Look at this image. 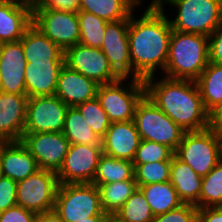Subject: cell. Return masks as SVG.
Wrapping results in <instances>:
<instances>
[{"instance_id": "7bdbcfd3", "label": "cell", "mask_w": 222, "mask_h": 222, "mask_svg": "<svg viewBox=\"0 0 222 222\" xmlns=\"http://www.w3.org/2000/svg\"><path fill=\"white\" fill-rule=\"evenodd\" d=\"M35 222H64V221L54 210H51L37 214Z\"/></svg>"}, {"instance_id": "52a82bcc", "label": "cell", "mask_w": 222, "mask_h": 222, "mask_svg": "<svg viewBox=\"0 0 222 222\" xmlns=\"http://www.w3.org/2000/svg\"><path fill=\"white\" fill-rule=\"evenodd\" d=\"M127 80L129 78H120L98 87L96 97L111 122L134 120L136 106L145 96V85L142 79Z\"/></svg>"}, {"instance_id": "83f0119b", "label": "cell", "mask_w": 222, "mask_h": 222, "mask_svg": "<svg viewBox=\"0 0 222 222\" xmlns=\"http://www.w3.org/2000/svg\"><path fill=\"white\" fill-rule=\"evenodd\" d=\"M134 177V166L131 161L113 158L103 154L97 165L93 185L109 184L131 180Z\"/></svg>"}, {"instance_id": "603a6c76", "label": "cell", "mask_w": 222, "mask_h": 222, "mask_svg": "<svg viewBox=\"0 0 222 222\" xmlns=\"http://www.w3.org/2000/svg\"><path fill=\"white\" fill-rule=\"evenodd\" d=\"M169 181L183 204H192L199 208L202 177L175 155L172 157Z\"/></svg>"}, {"instance_id": "bcb514c9", "label": "cell", "mask_w": 222, "mask_h": 222, "mask_svg": "<svg viewBox=\"0 0 222 222\" xmlns=\"http://www.w3.org/2000/svg\"><path fill=\"white\" fill-rule=\"evenodd\" d=\"M108 216H92L78 222H105Z\"/></svg>"}, {"instance_id": "d590c367", "label": "cell", "mask_w": 222, "mask_h": 222, "mask_svg": "<svg viewBox=\"0 0 222 222\" xmlns=\"http://www.w3.org/2000/svg\"><path fill=\"white\" fill-rule=\"evenodd\" d=\"M173 155L174 152L166 145L141 139L132 163L146 164L159 161H172Z\"/></svg>"}, {"instance_id": "e0dca14e", "label": "cell", "mask_w": 222, "mask_h": 222, "mask_svg": "<svg viewBox=\"0 0 222 222\" xmlns=\"http://www.w3.org/2000/svg\"><path fill=\"white\" fill-rule=\"evenodd\" d=\"M28 98L27 94L0 91V142L21 141Z\"/></svg>"}, {"instance_id": "8992f818", "label": "cell", "mask_w": 222, "mask_h": 222, "mask_svg": "<svg viewBox=\"0 0 222 222\" xmlns=\"http://www.w3.org/2000/svg\"><path fill=\"white\" fill-rule=\"evenodd\" d=\"M53 210L64 222L108 216L102 208L98 187L92 183L60 184Z\"/></svg>"}, {"instance_id": "ba28073f", "label": "cell", "mask_w": 222, "mask_h": 222, "mask_svg": "<svg viewBox=\"0 0 222 222\" xmlns=\"http://www.w3.org/2000/svg\"><path fill=\"white\" fill-rule=\"evenodd\" d=\"M134 122L141 139L166 145L173 152L186 132L146 95L136 106Z\"/></svg>"}, {"instance_id": "f35d334b", "label": "cell", "mask_w": 222, "mask_h": 222, "mask_svg": "<svg viewBox=\"0 0 222 222\" xmlns=\"http://www.w3.org/2000/svg\"><path fill=\"white\" fill-rule=\"evenodd\" d=\"M37 214L20 205H15L0 213V222H35Z\"/></svg>"}, {"instance_id": "cb8c5ba5", "label": "cell", "mask_w": 222, "mask_h": 222, "mask_svg": "<svg viewBox=\"0 0 222 222\" xmlns=\"http://www.w3.org/2000/svg\"><path fill=\"white\" fill-rule=\"evenodd\" d=\"M27 63L30 61L65 60V51L33 24L20 39Z\"/></svg>"}, {"instance_id": "9a60e30c", "label": "cell", "mask_w": 222, "mask_h": 222, "mask_svg": "<svg viewBox=\"0 0 222 222\" xmlns=\"http://www.w3.org/2000/svg\"><path fill=\"white\" fill-rule=\"evenodd\" d=\"M129 19L106 24L102 52L121 78H132V63L128 42Z\"/></svg>"}, {"instance_id": "277c9868", "label": "cell", "mask_w": 222, "mask_h": 222, "mask_svg": "<svg viewBox=\"0 0 222 222\" xmlns=\"http://www.w3.org/2000/svg\"><path fill=\"white\" fill-rule=\"evenodd\" d=\"M160 7L165 3L176 8L170 19L172 30L197 33L209 37L222 22V0H154Z\"/></svg>"}, {"instance_id": "4316f807", "label": "cell", "mask_w": 222, "mask_h": 222, "mask_svg": "<svg viewBox=\"0 0 222 222\" xmlns=\"http://www.w3.org/2000/svg\"><path fill=\"white\" fill-rule=\"evenodd\" d=\"M154 216L165 214L183 204L171 182L138 186Z\"/></svg>"}, {"instance_id": "d6986e66", "label": "cell", "mask_w": 222, "mask_h": 222, "mask_svg": "<svg viewBox=\"0 0 222 222\" xmlns=\"http://www.w3.org/2000/svg\"><path fill=\"white\" fill-rule=\"evenodd\" d=\"M65 60L30 61L25 68V87L29 98L55 95Z\"/></svg>"}, {"instance_id": "4fadbf2b", "label": "cell", "mask_w": 222, "mask_h": 222, "mask_svg": "<svg viewBox=\"0 0 222 222\" xmlns=\"http://www.w3.org/2000/svg\"><path fill=\"white\" fill-rule=\"evenodd\" d=\"M65 65L96 81L99 85L119 80L121 77L110 66L100 48L87 47L80 43L65 50Z\"/></svg>"}, {"instance_id": "b9f144b4", "label": "cell", "mask_w": 222, "mask_h": 222, "mask_svg": "<svg viewBox=\"0 0 222 222\" xmlns=\"http://www.w3.org/2000/svg\"><path fill=\"white\" fill-rule=\"evenodd\" d=\"M196 222H222V206L198 208Z\"/></svg>"}, {"instance_id": "30bf717a", "label": "cell", "mask_w": 222, "mask_h": 222, "mask_svg": "<svg viewBox=\"0 0 222 222\" xmlns=\"http://www.w3.org/2000/svg\"><path fill=\"white\" fill-rule=\"evenodd\" d=\"M32 24L64 51L79 43L77 12L56 9H33Z\"/></svg>"}, {"instance_id": "ab89813d", "label": "cell", "mask_w": 222, "mask_h": 222, "mask_svg": "<svg viewBox=\"0 0 222 222\" xmlns=\"http://www.w3.org/2000/svg\"><path fill=\"white\" fill-rule=\"evenodd\" d=\"M209 62L222 64V22L217 29L208 37Z\"/></svg>"}, {"instance_id": "4dcf8cb0", "label": "cell", "mask_w": 222, "mask_h": 222, "mask_svg": "<svg viewBox=\"0 0 222 222\" xmlns=\"http://www.w3.org/2000/svg\"><path fill=\"white\" fill-rule=\"evenodd\" d=\"M77 17L80 30L79 43L87 47L101 49L108 22L87 11H78Z\"/></svg>"}, {"instance_id": "74e56055", "label": "cell", "mask_w": 222, "mask_h": 222, "mask_svg": "<svg viewBox=\"0 0 222 222\" xmlns=\"http://www.w3.org/2000/svg\"><path fill=\"white\" fill-rule=\"evenodd\" d=\"M17 205V182L2 176L0 178V213Z\"/></svg>"}, {"instance_id": "f6af8a7d", "label": "cell", "mask_w": 222, "mask_h": 222, "mask_svg": "<svg viewBox=\"0 0 222 222\" xmlns=\"http://www.w3.org/2000/svg\"><path fill=\"white\" fill-rule=\"evenodd\" d=\"M17 4L25 5L29 7L30 9H34L35 7H38L39 4L42 2V0H11Z\"/></svg>"}, {"instance_id": "8fae6325", "label": "cell", "mask_w": 222, "mask_h": 222, "mask_svg": "<svg viewBox=\"0 0 222 222\" xmlns=\"http://www.w3.org/2000/svg\"><path fill=\"white\" fill-rule=\"evenodd\" d=\"M68 108L56 95L28 98L23 133L62 132Z\"/></svg>"}, {"instance_id": "9c48e42d", "label": "cell", "mask_w": 222, "mask_h": 222, "mask_svg": "<svg viewBox=\"0 0 222 222\" xmlns=\"http://www.w3.org/2000/svg\"><path fill=\"white\" fill-rule=\"evenodd\" d=\"M59 180L56 172L39 169L17 182V205L36 214L54 209Z\"/></svg>"}, {"instance_id": "ee69618b", "label": "cell", "mask_w": 222, "mask_h": 222, "mask_svg": "<svg viewBox=\"0 0 222 222\" xmlns=\"http://www.w3.org/2000/svg\"><path fill=\"white\" fill-rule=\"evenodd\" d=\"M211 127L222 136V106L211 115Z\"/></svg>"}, {"instance_id": "f1b7e54d", "label": "cell", "mask_w": 222, "mask_h": 222, "mask_svg": "<svg viewBox=\"0 0 222 222\" xmlns=\"http://www.w3.org/2000/svg\"><path fill=\"white\" fill-rule=\"evenodd\" d=\"M97 187L104 212L108 215H115L137 190L138 185L133 177L131 180L102 184Z\"/></svg>"}, {"instance_id": "d4e9b609", "label": "cell", "mask_w": 222, "mask_h": 222, "mask_svg": "<svg viewBox=\"0 0 222 222\" xmlns=\"http://www.w3.org/2000/svg\"><path fill=\"white\" fill-rule=\"evenodd\" d=\"M195 82L205 109L212 115L222 106V64L208 62Z\"/></svg>"}, {"instance_id": "7402d4cb", "label": "cell", "mask_w": 222, "mask_h": 222, "mask_svg": "<svg viewBox=\"0 0 222 222\" xmlns=\"http://www.w3.org/2000/svg\"><path fill=\"white\" fill-rule=\"evenodd\" d=\"M32 25V9L11 0H0V44L17 42Z\"/></svg>"}, {"instance_id": "2e32d148", "label": "cell", "mask_w": 222, "mask_h": 222, "mask_svg": "<svg viewBox=\"0 0 222 222\" xmlns=\"http://www.w3.org/2000/svg\"><path fill=\"white\" fill-rule=\"evenodd\" d=\"M26 65L27 61L21 41L0 44V91L27 94Z\"/></svg>"}, {"instance_id": "ffe728a7", "label": "cell", "mask_w": 222, "mask_h": 222, "mask_svg": "<svg viewBox=\"0 0 222 222\" xmlns=\"http://www.w3.org/2000/svg\"><path fill=\"white\" fill-rule=\"evenodd\" d=\"M99 84L64 65L60 71L55 95L68 107H76L97 96Z\"/></svg>"}, {"instance_id": "3957f363", "label": "cell", "mask_w": 222, "mask_h": 222, "mask_svg": "<svg viewBox=\"0 0 222 222\" xmlns=\"http://www.w3.org/2000/svg\"><path fill=\"white\" fill-rule=\"evenodd\" d=\"M208 62L207 36L172 30L164 77L196 81Z\"/></svg>"}, {"instance_id": "d6a6232c", "label": "cell", "mask_w": 222, "mask_h": 222, "mask_svg": "<svg viewBox=\"0 0 222 222\" xmlns=\"http://www.w3.org/2000/svg\"><path fill=\"white\" fill-rule=\"evenodd\" d=\"M222 206V160L202 177L199 208Z\"/></svg>"}, {"instance_id": "1f68e13d", "label": "cell", "mask_w": 222, "mask_h": 222, "mask_svg": "<svg viewBox=\"0 0 222 222\" xmlns=\"http://www.w3.org/2000/svg\"><path fill=\"white\" fill-rule=\"evenodd\" d=\"M114 216L121 222H153L155 217L139 188H137Z\"/></svg>"}, {"instance_id": "8d00e7d4", "label": "cell", "mask_w": 222, "mask_h": 222, "mask_svg": "<svg viewBox=\"0 0 222 222\" xmlns=\"http://www.w3.org/2000/svg\"><path fill=\"white\" fill-rule=\"evenodd\" d=\"M198 208L192 204H182L176 209L154 217L153 222H196Z\"/></svg>"}, {"instance_id": "5bb4252c", "label": "cell", "mask_w": 222, "mask_h": 222, "mask_svg": "<svg viewBox=\"0 0 222 222\" xmlns=\"http://www.w3.org/2000/svg\"><path fill=\"white\" fill-rule=\"evenodd\" d=\"M21 142L36 159L39 169L54 172L60 169L70 146L62 132L23 133Z\"/></svg>"}, {"instance_id": "484cf974", "label": "cell", "mask_w": 222, "mask_h": 222, "mask_svg": "<svg viewBox=\"0 0 222 222\" xmlns=\"http://www.w3.org/2000/svg\"><path fill=\"white\" fill-rule=\"evenodd\" d=\"M142 0H80L79 11H87L106 22L129 19Z\"/></svg>"}, {"instance_id": "60d3db41", "label": "cell", "mask_w": 222, "mask_h": 222, "mask_svg": "<svg viewBox=\"0 0 222 222\" xmlns=\"http://www.w3.org/2000/svg\"><path fill=\"white\" fill-rule=\"evenodd\" d=\"M80 0H42L34 9H56L70 12H78Z\"/></svg>"}, {"instance_id": "7c38bea8", "label": "cell", "mask_w": 222, "mask_h": 222, "mask_svg": "<svg viewBox=\"0 0 222 222\" xmlns=\"http://www.w3.org/2000/svg\"><path fill=\"white\" fill-rule=\"evenodd\" d=\"M102 155V145L70 144L68 153L56 172L59 183H92Z\"/></svg>"}, {"instance_id": "7a4b0ae2", "label": "cell", "mask_w": 222, "mask_h": 222, "mask_svg": "<svg viewBox=\"0 0 222 222\" xmlns=\"http://www.w3.org/2000/svg\"><path fill=\"white\" fill-rule=\"evenodd\" d=\"M144 79L145 95L186 132L201 131L211 126V115L205 109L195 81Z\"/></svg>"}, {"instance_id": "e575fe53", "label": "cell", "mask_w": 222, "mask_h": 222, "mask_svg": "<svg viewBox=\"0 0 222 222\" xmlns=\"http://www.w3.org/2000/svg\"><path fill=\"white\" fill-rule=\"evenodd\" d=\"M76 108L83 115L89 127L102 139L111 125V121L97 97L77 105Z\"/></svg>"}, {"instance_id": "ac0fdd59", "label": "cell", "mask_w": 222, "mask_h": 222, "mask_svg": "<svg viewBox=\"0 0 222 222\" xmlns=\"http://www.w3.org/2000/svg\"><path fill=\"white\" fill-rule=\"evenodd\" d=\"M141 137L134 120L111 122L101 139L103 154L122 160L133 161Z\"/></svg>"}, {"instance_id": "836d02e7", "label": "cell", "mask_w": 222, "mask_h": 222, "mask_svg": "<svg viewBox=\"0 0 222 222\" xmlns=\"http://www.w3.org/2000/svg\"><path fill=\"white\" fill-rule=\"evenodd\" d=\"M172 161L133 164L134 178L138 186L169 182Z\"/></svg>"}, {"instance_id": "44dd1931", "label": "cell", "mask_w": 222, "mask_h": 222, "mask_svg": "<svg viewBox=\"0 0 222 222\" xmlns=\"http://www.w3.org/2000/svg\"><path fill=\"white\" fill-rule=\"evenodd\" d=\"M39 170L36 159L21 141L0 142V171L15 182Z\"/></svg>"}, {"instance_id": "7dc6e473", "label": "cell", "mask_w": 222, "mask_h": 222, "mask_svg": "<svg viewBox=\"0 0 222 222\" xmlns=\"http://www.w3.org/2000/svg\"><path fill=\"white\" fill-rule=\"evenodd\" d=\"M105 222H121L118 218H116L114 215H108Z\"/></svg>"}, {"instance_id": "f546056e", "label": "cell", "mask_w": 222, "mask_h": 222, "mask_svg": "<svg viewBox=\"0 0 222 222\" xmlns=\"http://www.w3.org/2000/svg\"><path fill=\"white\" fill-rule=\"evenodd\" d=\"M62 133L70 144L102 145L101 139L86 123L76 107H69Z\"/></svg>"}, {"instance_id": "6da1fadb", "label": "cell", "mask_w": 222, "mask_h": 222, "mask_svg": "<svg viewBox=\"0 0 222 222\" xmlns=\"http://www.w3.org/2000/svg\"><path fill=\"white\" fill-rule=\"evenodd\" d=\"M139 19L134 11L129 17V54L132 63V78L146 79L164 72L172 28L164 7L154 0L147 5Z\"/></svg>"}, {"instance_id": "5b68a950", "label": "cell", "mask_w": 222, "mask_h": 222, "mask_svg": "<svg viewBox=\"0 0 222 222\" xmlns=\"http://www.w3.org/2000/svg\"><path fill=\"white\" fill-rule=\"evenodd\" d=\"M174 155L204 177L222 160V136L211 126L185 132Z\"/></svg>"}]
</instances>
